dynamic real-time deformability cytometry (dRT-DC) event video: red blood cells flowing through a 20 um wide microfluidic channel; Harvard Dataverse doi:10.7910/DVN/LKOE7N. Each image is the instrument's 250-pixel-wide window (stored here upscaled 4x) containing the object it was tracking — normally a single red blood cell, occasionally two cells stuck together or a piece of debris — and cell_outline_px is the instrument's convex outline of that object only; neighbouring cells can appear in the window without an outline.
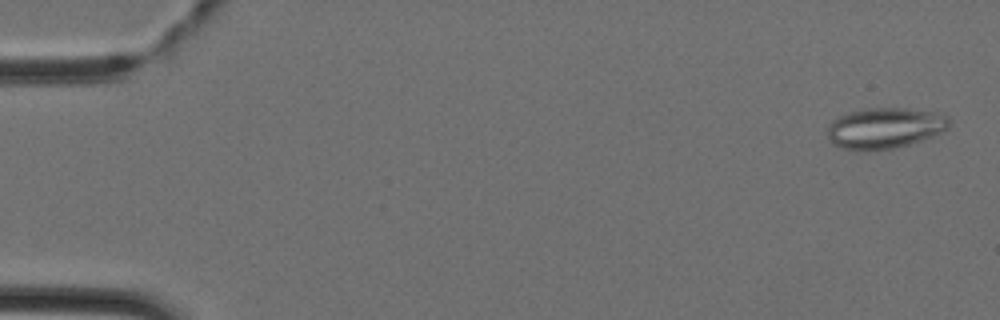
{"species": "Egyptian fruit bat (a non-hibernating species)", "species_latin": "Rousettus aegyptiacus", "temperature_condition": "cold", "stored_images_in_passage": 45, "camera_frame_rate_fps": 3000, "um_per_image_px": 0.085, "animal": {"sex": "female"}, "frame": {"image": 1, "passage_image": 2, "time_ms": 0.333, "image_size_px": [1000, 320], "cell_outline_px": [[948, 128], [932, 136], [896, 148], [840, 148], [832, 144], [828, 140], [828, 124], [832, 120], [848, 112], [868, 108], [904, 108], [936, 112], [948, 116]], "centroid_in_image_um": [75.19, 10.85], "position_along_channel_um": 9.8, "area_um2": 28.38}}
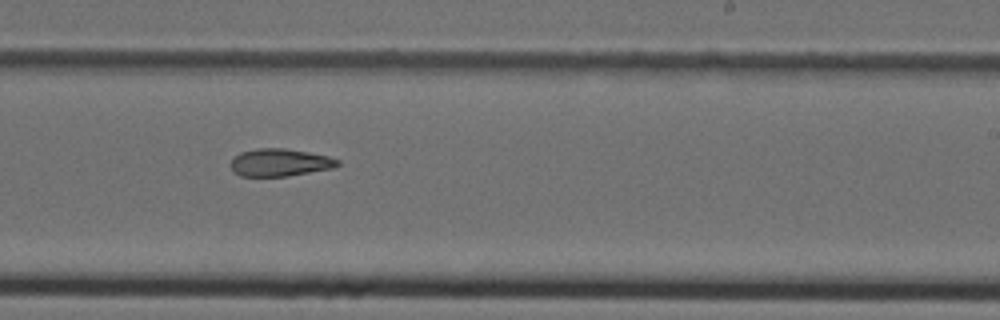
{"frame": {"image": 2, "passage_image": 28, "time_ms": 9.0, "image_size_px": [1000, 320], "cell_outline_px": [[340, 164], [332, 168], [288, 176], [240, 176], [232, 172], [232, 160], [240, 152], [256, 148], [284, 148], [308, 152], [328, 156], [340, 160]], "centroid_in_image_um": [23.79, 13.81], "position_along_channel_um": 265.2, "area_um2": 17.11}}
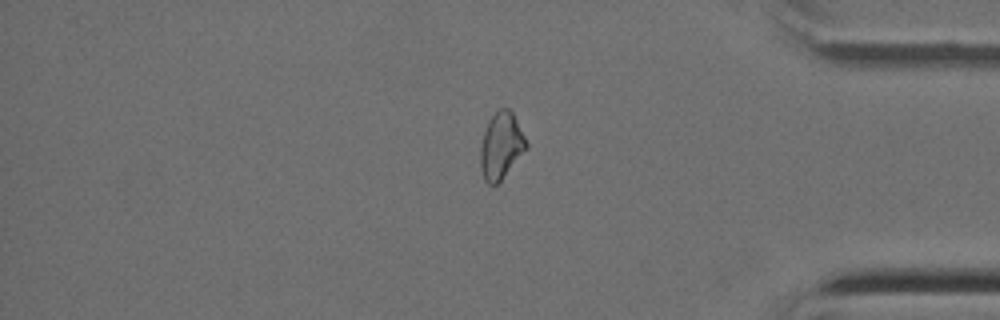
{"frame": {"image": 3, "passage_image": 38, "time_ms": 12.333, "image_size_px": [1000, 320], "cell_outline_px": [[528, 148], [500, 180], [496, 184], [488, 184], [484, 180], [480, 168], [480, 148], [484, 132], [488, 120], [500, 108], [508, 108], [512, 112], [528, 144]], "centroid_in_image_um": [42.58, 12.39], "position_along_channel_um": 392.6, "area_um2": 17.57}}